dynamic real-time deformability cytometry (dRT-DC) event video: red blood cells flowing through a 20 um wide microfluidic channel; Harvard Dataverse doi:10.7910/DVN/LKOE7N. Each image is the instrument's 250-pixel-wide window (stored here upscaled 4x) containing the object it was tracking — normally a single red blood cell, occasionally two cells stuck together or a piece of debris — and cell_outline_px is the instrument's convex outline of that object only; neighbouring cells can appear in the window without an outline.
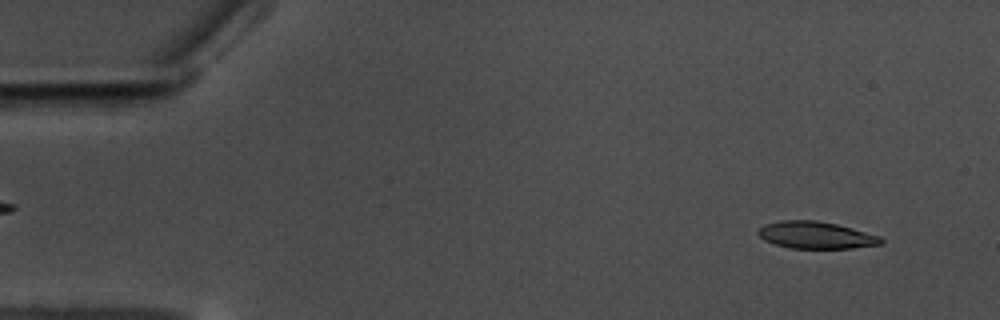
{"species": "common noctule bat (a hibernating species)", "species_latin": "Nyctalus noctula", "temperature_condition": "warm", "stored_images_in_passage": 55, "camera_frame_rate_fps": 3000, "um_per_image_px": 0.085, "animal": {"sex": "male", "body_mass_g": 17.5, "forearm_length_mm": 52.3}, "frame": {"image": 1, "passage_image": 4, "time_ms": 1.0, "image_size_px": [1000, 320], "cell_outline_px": [[884, 240], [880, 244], [852, 248], [792, 248], [776, 244], [764, 240], [756, 232], [764, 224], [780, 220], [816, 220], [836, 224], [852, 228], [880, 236]], "centroid_in_image_um": [69.34, 19.97], "position_along_channel_um": 15.7, "area_um2": 19.25}}
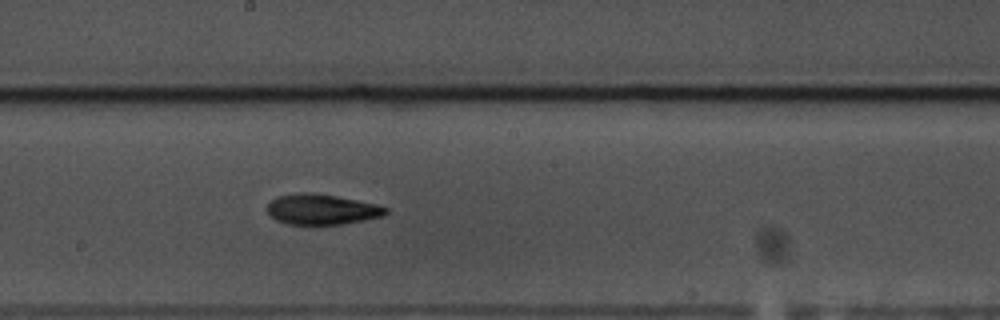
{"frame": {"image": 2, "passage_image": 31, "time_ms": 10.0, "image_size_px": [1000, 320], "cell_outline_px": [[388, 212], [380, 216], [364, 220], [340, 224], [288, 224], [276, 220], [268, 212], [268, 204], [276, 196], [296, 192], [312, 192], [336, 196], [376, 204], [388, 208]], "centroid_in_image_um": [27.32, 17.78], "position_along_channel_um": 220.9, "area_um2": 20.87}}
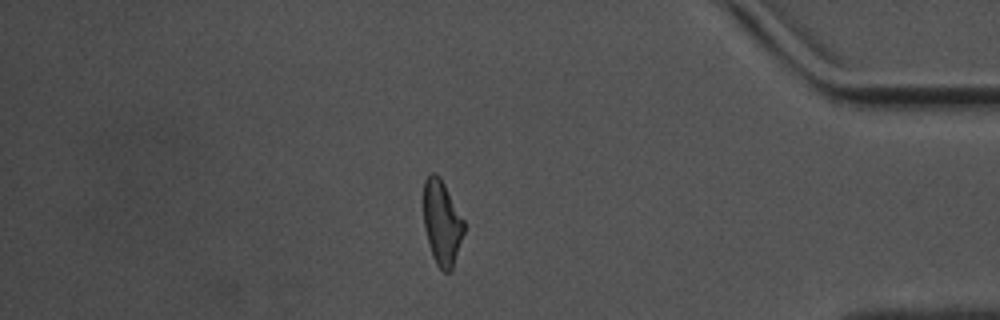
{"frame": {"image": 3, "passage_image": 49, "time_ms": 16.0, "image_size_px": [1000, 320], "cell_outline_px": [[464, 232], [452, 268], [448, 272], [444, 272], [436, 264], [432, 256], [424, 228], [424, 180], [432, 172], [436, 172], [440, 176], [464, 220]], "centroid_in_image_um": [37.55, 18.91], "position_along_channel_um": 397.6, "area_um2": 19.83}}